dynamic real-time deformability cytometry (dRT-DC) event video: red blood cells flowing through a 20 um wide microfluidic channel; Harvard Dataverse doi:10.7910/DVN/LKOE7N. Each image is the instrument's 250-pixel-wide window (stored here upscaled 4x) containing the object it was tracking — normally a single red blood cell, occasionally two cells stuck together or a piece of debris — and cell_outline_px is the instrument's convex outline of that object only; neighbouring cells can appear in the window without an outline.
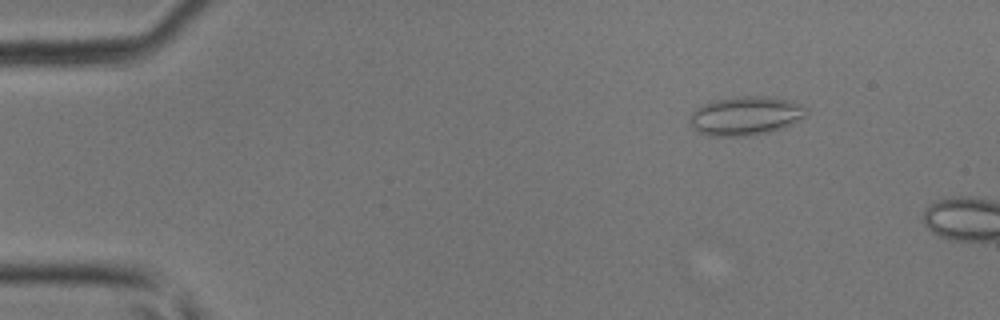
{"species": "common noctule bat (a hibernating species)", "species_latin": "Nyctalus noctula", "temperature_condition": "room temperature", "stored_images_in_passage": 9, "camera_frame_rate_fps": 3000, "um_per_image_px": 0.085, "animal": {"sex": "male", "body_mass_g": 17.9, "forearm_length_mm": 54.2}, "frame": {"image": 1, "passage_image": 6, "time_ms": 1.667, "image_size_px": [1000, 320], "cell_outline_px": [[808, 116], [784, 128], [768, 132], [748, 136], [708, 136], [692, 128], [688, 124], [688, 120], [692, 112], [696, 108], [704, 104], [716, 100], [740, 96], [768, 96], [788, 100], [804, 104], [808, 108]], "centroid_in_image_um": [63.41, 9.85], "position_along_channel_um": 21.6, "area_um2": 26.82}}